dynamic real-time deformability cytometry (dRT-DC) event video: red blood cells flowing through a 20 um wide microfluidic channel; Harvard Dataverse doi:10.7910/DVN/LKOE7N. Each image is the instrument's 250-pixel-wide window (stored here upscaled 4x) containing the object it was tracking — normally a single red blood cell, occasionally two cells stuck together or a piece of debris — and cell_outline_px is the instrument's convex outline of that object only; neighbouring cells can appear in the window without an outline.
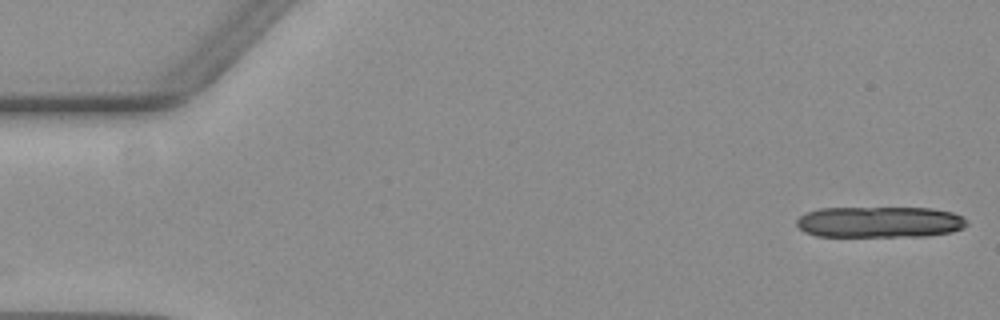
{"species": "common noctule bat (a hibernating species)", "species_latin": "Nyctalus noctula", "temperature_condition": "warm", "stored_images_in_passage": 14, "camera_frame_rate_fps": 3000, "um_per_image_px": 0.085, "animal": {"sex": "female", "body_mass_g": 19.3, "forearm_length_mm": 54.1}, "frame": {"image": 1, "passage_image": 1, "time_ms": 0.0, "image_size_px": [1000, 320], "cell_outline_px": [[968, 224], [964, 228], [948, 232], [924, 236], [816, 236], [804, 232], [796, 224], [796, 220], [804, 212], [820, 208], [932, 208], [952, 212], [968, 220]], "centroid_in_image_um": [74.74, 18.87], "position_along_channel_um": 10.3, "area_um2": 30.92}}